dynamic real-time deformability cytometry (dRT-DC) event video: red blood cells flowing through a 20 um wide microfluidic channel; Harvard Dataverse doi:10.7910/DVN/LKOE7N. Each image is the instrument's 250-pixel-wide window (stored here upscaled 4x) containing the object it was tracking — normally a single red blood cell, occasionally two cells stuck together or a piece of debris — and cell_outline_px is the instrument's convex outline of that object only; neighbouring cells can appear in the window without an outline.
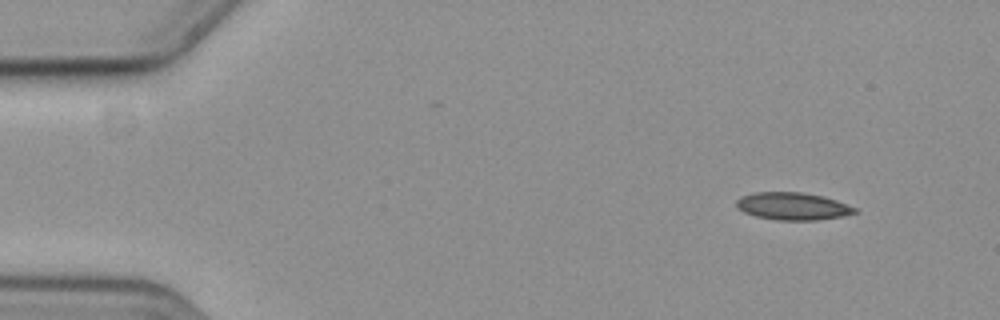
{"species": "common noctule bat (a hibernating species)", "species_latin": "Nyctalus noctula", "temperature_condition": "cold", "stored_images_in_passage": 53, "camera_frame_rate_fps": 3000, "um_per_image_px": 0.085, "animal": {"sex": "female", "body_mass_g": 19.3, "forearm_length_mm": 54.1}, "frame": {"image": 1, "passage_image": 1, "time_ms": 0.0, "image_size_px": [1000, 320], "cell_outline_px": [[856, 212], [840, 216], [816, 220], [776, 220], [756, 216], [744, 212], [736, 204], [736, 200], [744, 196], [756, 192], [800, 192], [820, 196], [836, 200], [856, 208]], "centroid_in_image_um": [67.36, 17.53], "position_along_channel_um": 17.6, "area_um2": 18.5}}
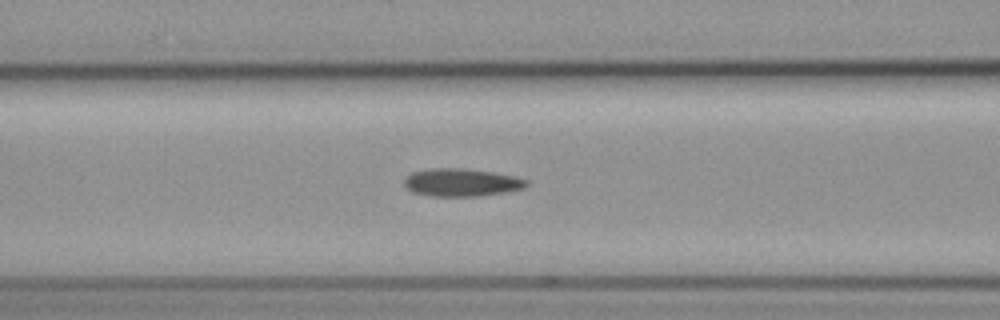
{"frame": {"image": 2, "passage_image": 19, "time_ms": 6.0, "image_size_px": [1000, 320], "cell_outline_px": [[528, 184], [524, 188], [508, 192], [480, 196], [432, 196], [412, 192], [404, 184], [404, 180], [412, 172], [432, 168], [464, 168], [492, 172], [512, 176], [528, 180]], "centroid_in_image_um": [39.24, 15.51], "position_along_channel_um": 127.4, "area_um2": 19.77}}
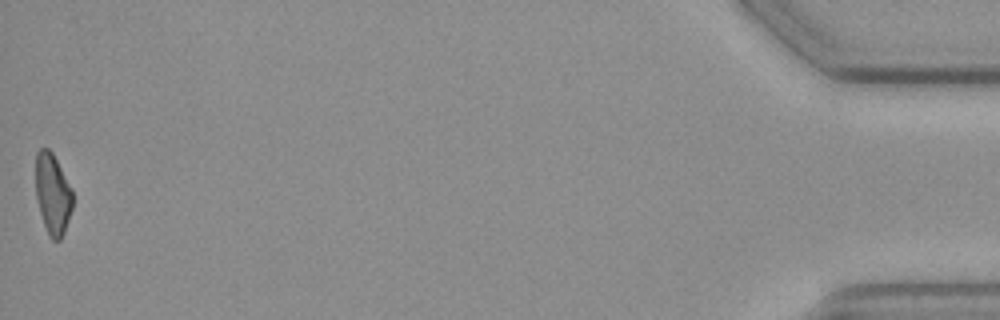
{"frame": {"image": 3, "passage_image": 53, "time_ms": 17.333, "image_size_px": [1000, 320], "cell_outline_px": [[72, 208], [64, 232], [60, 240], [52, 240], [48, 236], [36, 200], [36, 152], [40, 148], [48, 148], [52, 152], [72, 188]], "centroid_in_image_um": [4.47, 16.48], "position_along_channel_um": 430.7, "area_um2": 17.4}}